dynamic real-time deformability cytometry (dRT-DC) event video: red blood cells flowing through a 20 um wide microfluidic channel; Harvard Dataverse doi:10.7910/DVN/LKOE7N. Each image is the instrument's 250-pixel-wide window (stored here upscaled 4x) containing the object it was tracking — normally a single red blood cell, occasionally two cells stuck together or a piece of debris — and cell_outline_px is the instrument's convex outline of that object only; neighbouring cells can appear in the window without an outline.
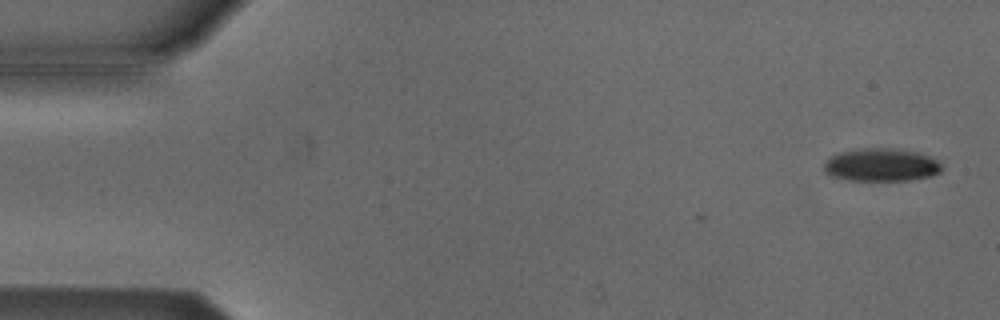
{"species": "Egyptian fruit bat (a non-hibernating species)", "species_latin": "Rousettus aegyptiacus", "temperature_condition": "cold", "stored_images_in_passage": 30, "camera_frame_rate_fps": 3000, "um_per_image_px": 0.085, "animal": {"sex": "male"}, "frame": {"image": 1, "passage_image": 2, "time_ms": 0.333, "image_size_px": [1000, 320], "cell_outline_px": [[944, 168], [940, 172], [932, 176], [908, 180], [848, 180], [832, 176], [824, 172], [824, 160], [828, 156], [840, 152], [856, 148], [896, 148], [920, 152], [940, 160]], "centroid_in_image_um": [74.93, 13.99], "position_along_channel_um": 10.1, "area_um2": 23.18}}
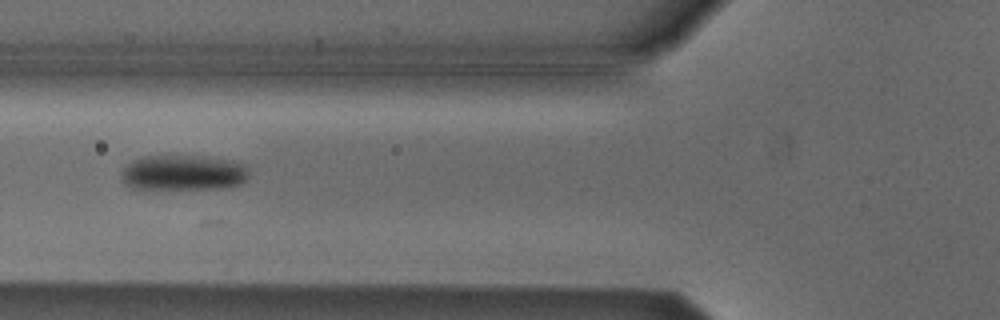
{"frame": {"image": 2, "passage_image": 20, "time_ms": 6.333, "image_size_px": [1000, 320], "cell_outline_px": [[248, 176], [240, 184], [216, 188], [132, 188], [124, 184], [120, 176], [124, 168], [132, 160], [144, 156], [204, 156], [232, 160], [244, 164], [248, 168]], "centroid_in_image_um": [15.57, 14.66], "position_along_channel_um": 110.2, "area_um2": 26.13}}
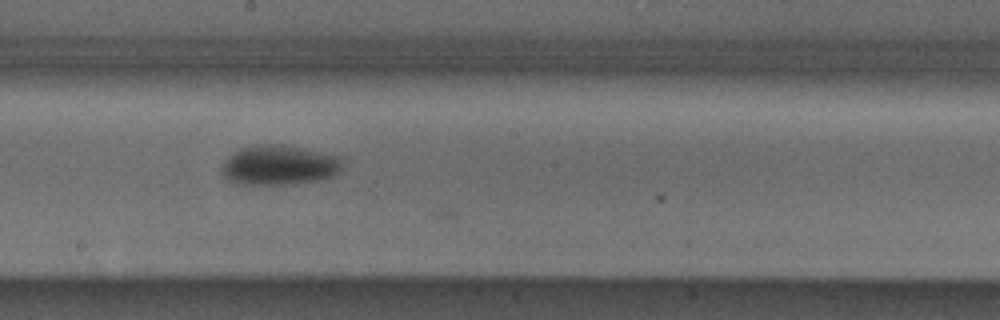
{"frame": {"image": 3, "passage_image": 29, "time_ms": 9.333, "image_size_px": [1000, 320], "cell_outline_px": [[340, 172], [332, 176], [320, 180], [296, 184], [236, 184], [228, 180], [220, 172], [224, 160], [232, 152], [240, 148], [252, 144], [280, 144], [300, 148], [336, 156], [340, 160]], "centroid_in_image_um": [23.64, 14.04], "position_along_channel_um": 224.6, "area_um2": 28.03}}